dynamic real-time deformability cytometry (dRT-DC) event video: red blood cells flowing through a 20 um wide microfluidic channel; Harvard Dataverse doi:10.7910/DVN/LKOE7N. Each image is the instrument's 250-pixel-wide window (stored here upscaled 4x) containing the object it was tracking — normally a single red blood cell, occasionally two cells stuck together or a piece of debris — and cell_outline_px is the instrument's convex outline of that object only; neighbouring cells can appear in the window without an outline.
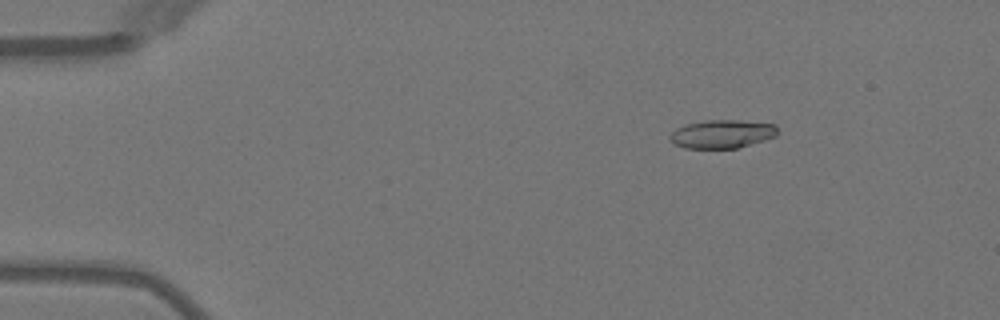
{"species": "Egyptian fruit bat (a non-hibernating species)", "species_latin": "Rousettus aegyptiacus", "temperature_condition": "warm", "stored_images_in_passage": 6, "camera_frame_rate_fps": 3000, "um_per_image_px": 0.085, "animal": {"sex": "female"}, "frame": {"image": 1, "passage_image": 3, "time_ms": 2.333, "image_size_px": [1000, 320], "cell_outline_px": [[776, 136], [764, 140], [736, 148], [684, 148], [676, 144], [668, 136], [676, 128], [688, 124], [704, 120], [740, 120], [776, 124]], "centroid_in_image_um": [61.37, 11.38], "position_along_channel_um": 23.6, "area_um2": 17.63}}